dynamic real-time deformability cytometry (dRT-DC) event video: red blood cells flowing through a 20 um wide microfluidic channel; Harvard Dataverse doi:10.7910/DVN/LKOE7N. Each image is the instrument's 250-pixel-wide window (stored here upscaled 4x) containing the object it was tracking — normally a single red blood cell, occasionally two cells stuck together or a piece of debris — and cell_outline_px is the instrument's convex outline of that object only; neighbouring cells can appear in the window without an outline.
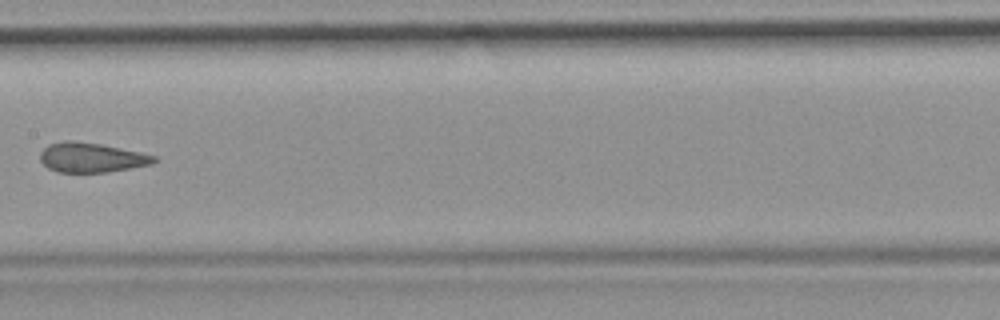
{"species": "common noctule bat (a hibernating species)", "species_latin": "Nyctalus noctula", "temperature_condition": "room temperature", "stored_images_in_passage": 8, "camera_frame_rate_fps": 3000, "um_per_image_px": 0.085, "animal": {"sex": "female", "body_mass_g": 19.9}, "frame": {"image": 1, "passage_image": 7, "time_ms": 7.667, "image_size_px": [1000, 320], "cell_outline_px": [[156, 160], [152, 164], [108, 172], [56, 172], [48, 168], [40, 160], [40, 152], [48, 144], [68, 140], [72, 140], [100, 144], [140, 152], [156, 156]], "centroid_in_image_um": [7.75, 13.39], "position_along_channel_um": 199.7, "area_um2": 19.59}}